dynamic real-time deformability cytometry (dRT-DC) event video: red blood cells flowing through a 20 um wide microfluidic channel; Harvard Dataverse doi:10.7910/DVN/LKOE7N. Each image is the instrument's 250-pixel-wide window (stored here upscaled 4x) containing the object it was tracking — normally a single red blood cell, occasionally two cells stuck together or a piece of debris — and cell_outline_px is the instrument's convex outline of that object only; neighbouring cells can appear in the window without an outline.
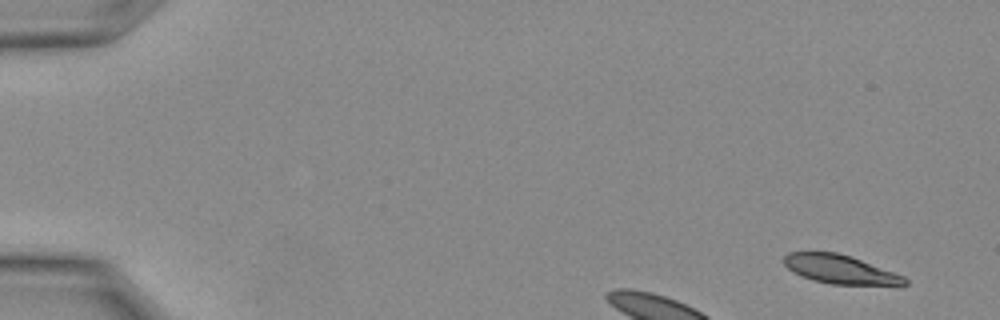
{"species": "Egyptian fruit bat (a non-hibernating species)", "species_latin": "Rousettus aegyptiacus", "temperature_condition": "warm", "stored_images_in_passage": 5, "camera_frame_rate_fps": 3000, "um_per_image_px": 0.085, "animal": {"sex": "female"}, "frame": {"image": 1, "passage_image": 1, "time_ms": 0.0, "image_size_px": [1000, 320], "cell_outline_px": [[908, 284], [836, 284], [816, 280], [804, 276], [788, 268], [784, 264], [784, 256], [792, 252], [836, 252], [860, 260], [900, 276], [908, 280]], "centroid_in_image_um": [71.33, 22.87], "position_along_channel_um": 13.7, "area_um2": 19.02}}